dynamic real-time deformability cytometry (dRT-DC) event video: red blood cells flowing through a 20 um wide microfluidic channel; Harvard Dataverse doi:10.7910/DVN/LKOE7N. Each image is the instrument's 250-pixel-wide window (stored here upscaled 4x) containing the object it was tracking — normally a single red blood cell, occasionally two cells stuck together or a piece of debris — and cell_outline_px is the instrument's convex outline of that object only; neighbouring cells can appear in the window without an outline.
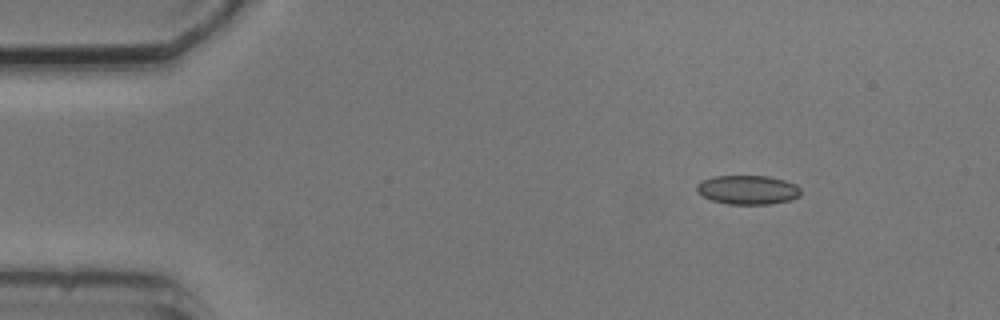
{"species": "common noctule bat (a hibernating species)", "species_latin": "Nyctalus noctula", "temperature_condition": "cold", "stored_images_in_passage": 4, "camera_frame_rate_fps": 3000, "um_per_image_px": 0.085, "animal": {"sex": "male", "body_mass_g": 20.5, "forearm_length_mm": 52.5}, "frame": {"image": 1, "passage_image": 2, "time_ms": 1.333, "image_size_px": [1000, 320], "cell_outline_px": [[800, 196], [792, 200], [768, 204], [728, 204], [712, 200], [704, 196], [696, 188], [696, 184], [700, 180], [712, 176], [768, 176], [784, 180], [796, 184], [800, 188]], "centroid_in_image_um": [63.57, 16.13], "position_along_channel_um": 21.4, "area_um2": 17.69}}